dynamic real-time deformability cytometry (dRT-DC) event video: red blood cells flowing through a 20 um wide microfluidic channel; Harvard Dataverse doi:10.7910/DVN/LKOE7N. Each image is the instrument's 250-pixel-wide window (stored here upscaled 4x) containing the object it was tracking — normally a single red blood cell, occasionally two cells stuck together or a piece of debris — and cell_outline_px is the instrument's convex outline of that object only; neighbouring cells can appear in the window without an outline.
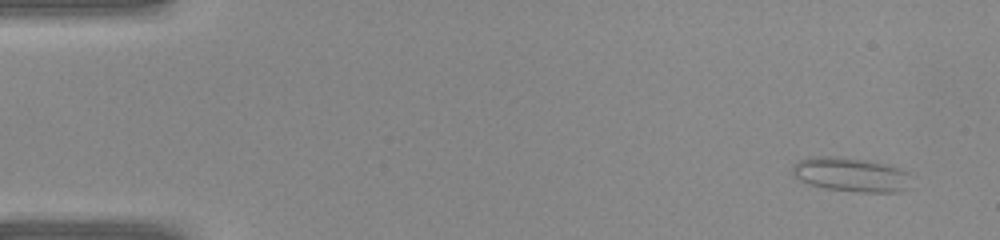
{"species": "common noctule bat (a hibernating species)", "species_latin": "Nyctalus noctula", "temperature_condition": "warm", "stored_images_in_passage": 41, "camera_frame_rate_fps": 3000, "um_per_image_px": 0.085, "animal": {"sex": "female", "body_mass_g": 22.0, "forearm_length_mm": 56.7}, "frame": {"image": 1, "passage_image": 1, "time_ms": 0.0, "image_size_px": [1000, 240], "cell_outline_px": [[912, 176], [908, 188], [896, 192], [856, 192], [824, 188], [808, 184], [800, 180], [792, 172], [792, 168], [800, 160], [808, 156], [840, 156], [864, 160], [900, 168], [908, 172]], "centroid_in_image_um": [72.34, 14.84], "position_along_channel_um": 12.7, "area_um2": 23.76}}
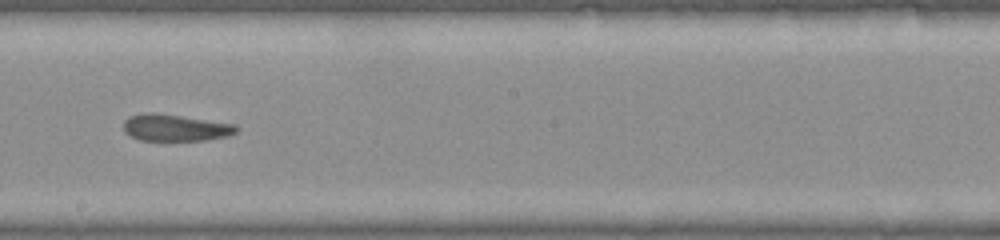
{"frame": {"image": 2, "passage_image": 22, "time_ms": 7.0, "image_size_px": [1000, 240], "cell_outline_px": [[240, 128], [236, 132], [228, 136], [208, 140], [140, 140], [124, 132], [124, 120], [128, 116], [148, 112], [156, 112], [236, 124]], "centroid_in_image_um": [14.92, 10.84], "position_along_channel_um": 233.3, "area_um2": 17.74}}
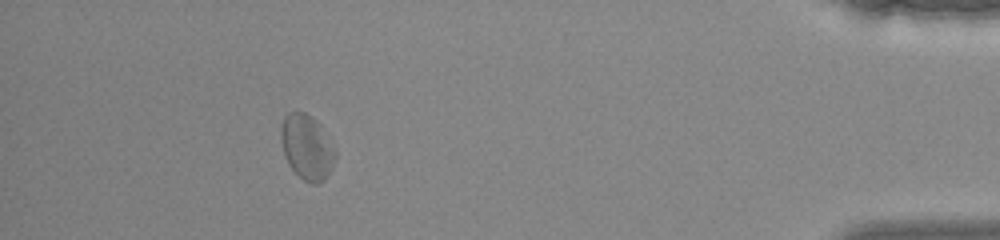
{"frame": {"image": 3, "passage_image": 36, "time_ms": 11.667, "image_size_px": [1000, 240], "cell_outline_px": [[336, 156], [332, 168], [324, 180], [316, 184], [312, 184], [304, 180], [288, 164], [280, 140], [280, 128], [284, 116], [288, 112], [304, 112], [312, 116], [320, 124], [336, 152]], "centroid_in_image_um": [26.08, 12.49], "position_along_channel_um": 409.1, "area_um2": 20.52}}